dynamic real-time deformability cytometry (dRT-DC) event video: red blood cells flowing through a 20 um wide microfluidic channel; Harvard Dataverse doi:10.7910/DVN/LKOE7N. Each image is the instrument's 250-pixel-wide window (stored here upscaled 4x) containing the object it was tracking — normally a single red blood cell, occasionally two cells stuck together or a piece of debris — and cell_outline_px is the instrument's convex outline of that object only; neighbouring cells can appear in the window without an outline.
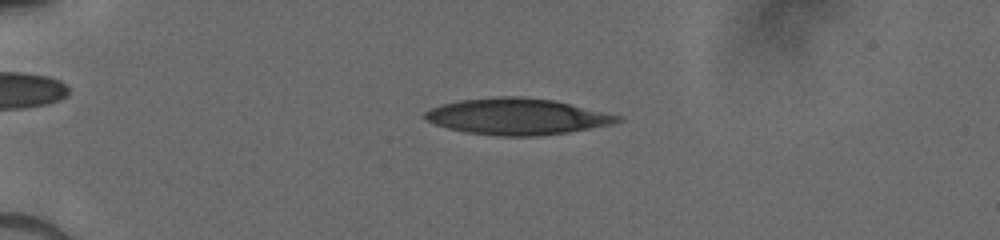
{"species": "human", "species_latin": "Homo sapiens", "temperature_condition": "cold", "stored_images_in_passage": 43, "camera_frame_rate_fps": 3000, "um_per_image_px": 0.085, "donor": {"sex": "male"}, "frame": {"image": 1, "passage_image": 6, "time_ms": 1.667, "image_size_px": [1000, 240], "cell_outline_px": [[620, 120], [612, 124], [568, 132], [536, 136], [500, 136], [468, 132], [448, 128], [436, 124], [428, 120], [424, 116], [424, 112], [432, 108], [444, 104], [460, 100], [500, 96], [512, 96], [556, 100], [620, 116]], "centroid_in_image_um": [43.95, 9.9], "position_along_channel_um": 41.0, "area_um2": 40.17}}
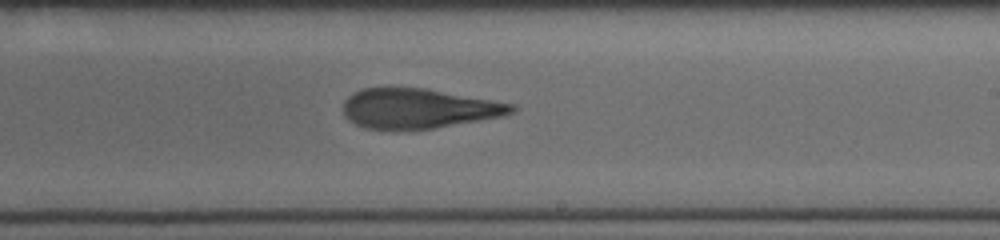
{"frame": {"image": 2, "passage_image": 25, "time_ms": 8.0, "image_size_px": [1000, 240], "cell_outline_px": [[516, 108], [512, 112], [500, 116], [480, 120], [432, 128], [368, 128], [356, 124], [344, 116], [344, 100], [348, 96], [364, 88], [424, 88], [512, 104]], "centroid_in_image_um": [35.53, 9.21], "position_along_channel_um": 253.5, "area_um2": 37.92}}
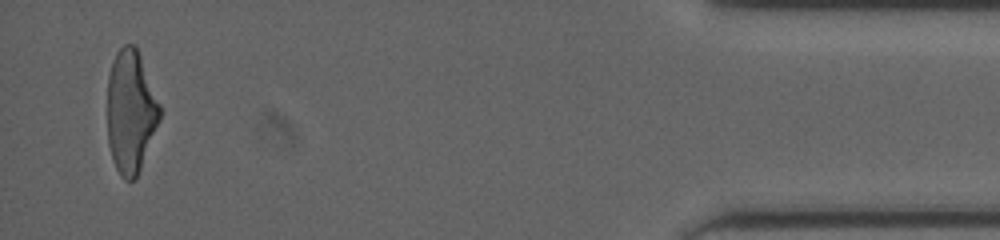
{"frame": {"image": 3, "passage_image": 42, "time_ms": 13.667, "image_size_px": [1000, 240], "cell_outline_px": [[160, 116], [140, 168], [136, 176], [132, 180], [124, 180], [120, 176], [112, 160], [108, 144], [108, 76], [116, 52], [124, 44], [136, 44], [160, 104]], "centroid_in_image_um": [11.09, 9.45], "position_along_channel_um": 424.1, "area_um2": 37.17}}